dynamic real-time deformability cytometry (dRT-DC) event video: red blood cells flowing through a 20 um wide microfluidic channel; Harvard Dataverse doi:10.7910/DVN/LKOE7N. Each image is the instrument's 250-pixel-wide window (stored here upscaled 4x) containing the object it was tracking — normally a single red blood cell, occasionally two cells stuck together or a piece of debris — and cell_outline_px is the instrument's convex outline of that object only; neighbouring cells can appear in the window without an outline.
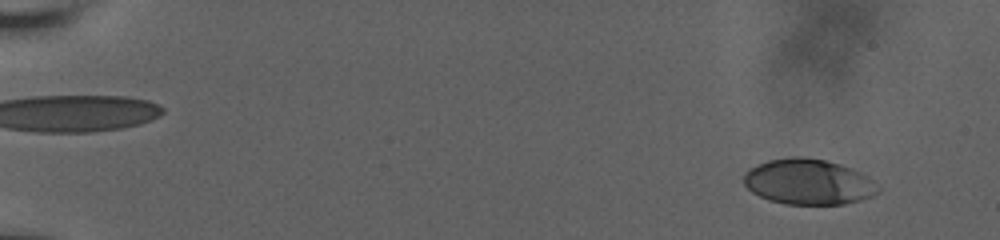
{"species": "human", "species_latin": "Homo sapiens", "temperature_condition": "room temperature", "stored_images_in_passage": 59, "camera_frame_rate_fps": 3000, "um_per_image_px": 0.085, "donor": {"sex": "male"}, "frame": {"image": 1, "passage_image": 5, "time_ms": 1.333, "image_size_px": [1000, 240], "cell_outline_px": [[880, 192], [872, 196], [860, 200], [844, 204], [784, 204], [768, 200], [752, 192], [744, 184], [744, 172], [748, 168], [756, 164], [768, 160], [788, 156], [800, 156], [824, 160], [840, 164], [852, 168], [868, 176], [880, 188]], "centroid_in_image_um": [68.7, 15.45], "position_along_channel_um": 16.3, "area_um2": 35.95}}
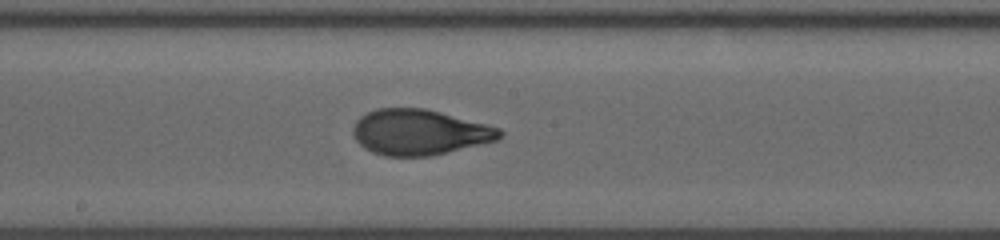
{"frame": {"image": 2, "passage_image": 35, "time_ms": 11.333, "image_size_px": [1000, 240], "cell_outline_px": [[504, 136], [496, 140], [432, 156], [384, 156], [372, 152], [364, 148], [356, 140], [352, 132], [352, 128], [356, 120], [360, 116], [376, 108], [424, 108], [440, 112], [500, 128], [504, 132]], "centroid_in_image_um": [35.62, 11.24], "position_along_channel_um": 212.6, "area_um2": 38.9}}
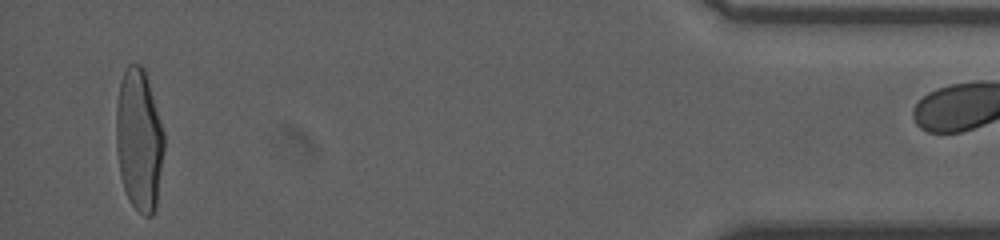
{"frame": {"image": 3, "passage_image": 58, "time_ms": 19.0, "image_size_px": [1000, 240], "cell_outline_px": [[164, 148], [156, 208], [152, 216], [144, 216], [132, 204], [124, 188], [120, 176], [116, 148], [116, 104], [120, 80], [128, 64], [140, 64], [144, 68], [148, 80], [164, 132]], "centroid_in_image_um": [11.81, 11.88], "position_along_channel_um": 423.4, "area_um2": 39.71}}